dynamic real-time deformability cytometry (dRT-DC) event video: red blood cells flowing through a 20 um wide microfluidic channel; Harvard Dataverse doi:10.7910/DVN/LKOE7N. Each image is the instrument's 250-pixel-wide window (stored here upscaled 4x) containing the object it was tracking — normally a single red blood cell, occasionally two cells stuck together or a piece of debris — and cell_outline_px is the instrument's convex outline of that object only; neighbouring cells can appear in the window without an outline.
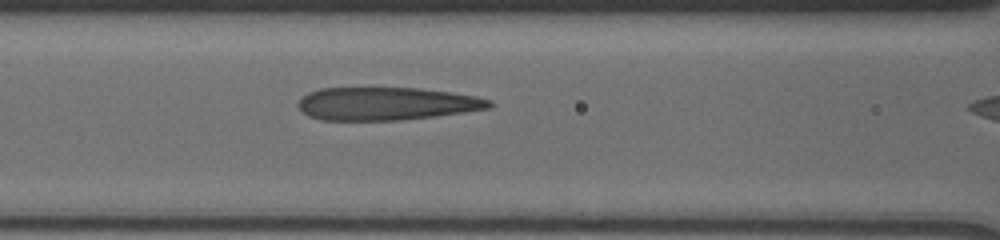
{"species": "human", "species_latin": "Homo sapiens", "temperature_condition": "cold", "stored_images_in_passage": 11, "camera_frame_rate_fps": 3000, "um_per_image_px": 0.085, "donor": {"sex": "male"}, "frame": {"image": 1, "passage_image": 11, "time_ms": 6.667, "image_size_px": [1000, 240], "cell_outline_px": [[492, 108], [436, 116], [400, 120], [320, 120], [308, 116], [296, 104], [300, 96], [308, 92], [320, 88], [420, 88], [476, 96], [492, 100]], "centroid_in_image_um": [32.82, 8.81], "position_along_channel_um": 133.8, "area_um2": 36.88}}